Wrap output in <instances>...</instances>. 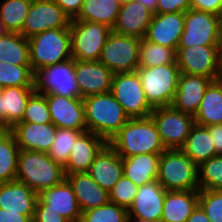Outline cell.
Returning <instances> with one entry per match:
<instances>
[{
	"label": "cell",
	"instance_id": "6da1fadb",
	"mask_svg": "<svg viewBox=\"0 0 222 222\" xmlns=\"http://www.w3.org/2000/svg\"><path fill=\"white\" fill-rule=\"evenodd\" d=\"M108 144L122 158L139 154H161L166 150L151 116L130 118Z\"/></svg>",
	"mask_w": 222,
	"mask_h": 222
},
{
	"label": "cell",
	"instance_id": "7a4b0ae2",
	"mask_svg": "<svg viewBox=\"0 0 222 222\" xmlns=\"http://www.w3.org/2000/svg\"><path fill=\"white\" fill-rule=\"evenodd\" d=\"M83 105L87 130L107 142L130 119L111 92L84 97Z\"/></svg>",
	"mask_w": 222,
	"mask_h": 222
},
{
	"label": "cell",
	"instance_id": "3957f363",
	"mask_svg": "<svg viewBox=\"0 0 222 222\" xmlns=\"http://www.w3.org/2000/svg\"><path fill=\"white\" fill-rule=\"evenodd\" d=\"M65 178L64 167L54 162L47 152L20 149L16 180L37 194L58 185Z\"/></svg>",
	"mask_w": 222,
	"mask_h": 222
},
{
	"label": "cell",
	"instance_id": "277c9868",
	"mask_svg": "<svg viewBox=\"0 0 222 222\" xmlns=\"http://www.w3.org/2000/svg\"><path fill=\"white\" fill-rule=\"evenodd\" d=\"M157 181L166 191L200 190L198 166L181 149H166L160 154Z\"/></svg>",
	"mask_w": 222,
	"mask_h": 222
},
{
	"label": "cell",
	"instance_id": "5b68a950",
	"mask_svg": "<svg viewBox=\"0 0 222 222\" xmlns=\"http://www.w3.org/2000/svg\"><path fill=\"white\" fill-rule=\"evenodd\" d=\"M31 69L35 73L42 67L72 58L69 27L49 29L28 39Z\"/></svg>",
	"mask_w": 222,
	"mask_h": 222
},
{
	"label": "cell",
	"instance_id": "8992f818",
	"mask_svg": "<svg viewBox=\"0 0 222 222\" xmlns=\"http://www.w3.org/2000/svg\"><path fill=\"white\" fill-rule=\"evenodd\" d=\"M142 87L148 103L153 107L171 106L180 75L177 63L156 67H138Z\"/></svg>",
	"mask_w": 222,
	"mask_h": 222
},
{
	"label": "cell",
	"instance_id": "52a82bcc",
	"mask_svg": "<svg viewBox=\"0 0 222 222\" xmlns=\"http://www.w3.org/2000/svg\"><path fill=\"white\" fill-rule=\"evenodd\" d=\"M221 45H197L177 48L176 63L180 73L205 76L213 81L222 78Z\"/></svg>",
	"mask_w": 222,
	"mask_h": 222
},
{
	"label": "cell",
	"instance_id": "ba28073f",
	"mask_svg": "<svg viewBox=\"0 0 222 222\" xmlns=\"http://www.w3.org/2000/svg\"><path fill=\"white\" fill-rule=\"evenodd\" d=\"M71 53L74 60L98 61L109 33L108 26L90 21L71 20Z\"/></svg>",
	"mask_w": 222,
	"mask_h": 222
},
{
	"label": "cell",
	"instance_id": "9c48e42d",
	"mask_svg": "<svg viewBox=\"0 0 222 222\" xmlns=\"http://www.w3.org/2000/svg\"><path fill=\"white\" fill-rule=\"evenodd\" d=\"M221 34V16L190 8L185 12L184 30L177 48L221 45Z\"/></svg>",
	"mask_w": 222,
	"mask_h": 222
},
{
	"label": "cell",
	"instance_id": "30bf717a",
	"mask_svg": "<svg viewBox=\"0 0 222 222\" xmlns=\"http://www.w3.org/2000/svg\"><path fill=\"white\" fill-rule=\"evenodd\" d=\"M35 91L48 95L57 94L70 98H81L75 75V60L40 68L34 73Z\"/></svg>",
	"mask_w": 222,
	"mask_h": 222
},
{
	"label": "cell",
	"instance_id": "8fae6325",
	"mask_svg": "<svg viewBox=\"0 0 222 222\" xmlns=\"http://www.w3.org/2000/svg\"><path fill=\"white\" fill-rule=\"evenodd\" d=\"M141 38L111 31L98 61L115 73L134 72L139 67Z\"/></svg>",
	"mask_w": 222,
	"mask_h": 222
},
{
	"label": "cell",
	"instance_id": "7c38bea8",
	"mask_svg": "<svg viewBox=\"0 0 222 222\" xmlns=\"http://www.w3.org/2000/svg\"><path fill=\"white\" fill-rule=\"evenodd\" d=\"M110 92L129 118L149 117L154 109L147 101L137 71L113 74Z\"/></svg>",
	"mask_w": 222,
	"mask_h": 222
},
{
	"label": "cell",
	"instance_id": "4fadbf2b",
	"mask_svg": "<svg viewBox=\"0 0 222 222\" xmlns=\"http://www.w3.org/2000/svg\"><path fill=\"white\" fill-rule=\"evenodd\" d=\"M166 149H182L195 124L194 116L172 106L156 107L151 115Z\"/></svg>",
	"mask_w": 222,
	"mask_h": 222
},
{
	"label": "cell",
	"instance_id": "5bb4252c",
	"mask_svg": "<svg viewBox=\"0 0 222 222\" xmlns=\"http://www.w3.org/2000/svg\"><path fill=\"white\" fill-rule=\"evenodd\" d=\"M70 22L55 0H37L30 6L20 34L29 39L49 29L70 27Z\"/></svg>",
	"mask_w": 222,
	"mask_h": 222
},
{
	"label": "cell",
	"instance_id": "9a60e30c",
	"mask_svg": "<svg viewBox=\"0 0 222 222\" xmlns=\"http://www.w3.org/2000/svg\"><path fill=\"white\" fill-rule=\"evenodd\" d=\"M35 210H54L69 222H80L82 215L73 188L66 178L38 194Z\"/></svg>",
	"mask_w": 222,
	"mask_h": 222
},
{
	"label": "cell",
	"instance_id": "2e32d148",
	"mask_svg": "<svg viewBox=\"0 0 222 222\" xmlns=\"http://www.w3.org/2000/svg\"><path fill=\"white\" fill-rule=\"evenodd\" d=\"M45 96L51 121L57 128L87 131L83 98H70L57 94Z\"/></svg>",
	"mask_w": 222,
	"mask_h": 222
},
{
	"label": "cell",
	"instance_id": "e0dca14e",
	"mask_svg": "<svg viewBox=\"0 0 222 222\" xmlns=\"http://www.w3.org/2000/svg\"><path fill=\"white\" fill-rule=\"evenodd\" d=\"M113 74L100 61L75 60L76 83L81 98L110 92Z\"/></svg>",
	"mask_w": 222,
	"mask_h": 222
},
{
	"label": "cell",
	"instance_id": "ac0fdd59",
	"mask_svg": "<svg viewBox=\"0 0 222 222\" xmlns=\"http://www.w3.org/2000/svg\"><path fill=\"white\" fill-rule=\"evenodd\" d=\"M166 190L154 180L138 187L133 204L128 209V216L150 222H161Z\"/></svg>",
	"mask_w": 222,
	"mask_h": 222
},
{
	"label": "cell",
	"instance_id": "d6986e66",
	"mask_svg": "<svg viewBox=\"0 0 222 222\" xmlns=\"http://www.w3.org/2000/svg\"><path fill=\"white\" fill-rule=\"evenodd\" d=\"M185 12L154 13L145 39L177 51L184 30Z\"/></svg>",
	"mask_w": 222,
	"mask_h": 222
},
{
	"label": "cell",
	"instance_id": "ffe728a7",
	"mask_svg": "<svg viewBox=\"0 0 222 222\" xmlns=\"http://www.w3.org/2000/svg\"><path fill=\"white\" fill-rule=\"evenodd\" d=\"M154 12L140 1L129 0L121 4L119 14L112 31L138 38H145Z\"/></svg>",
	"mask_w": 222,
	"mask_h": 222
},
{
	"label": "cell",
	"instance_id": "44dd1931",
	"mask_svg": "<svg viewBox=\"0 0 222 222\" xmlns=\"http://www.w3.org/2000/svg\"><path fill=\"white\" fill-rule=\"evenodd\" d=\"M213 82L201 75L180 73L177 91L171 106L179 111L195 115L206 89Z\"/></svg>",
	"mask_w": 222,
	"mask_h": 222
},
{
	"label": "cell",
	"instance_id": "7402d4cb",
	"mask_svg": "<svg viewBox=\"0 0 222 222\" xmlns=\"http://www.w3.org/2000/svg\"><path fill=\"white\" fill-rule=\"evenodd\" d=\"M20 149L48 152L54 142L57 127L51 122L38 124L18 122L9 129Z\"/></svg>",
	"mask_w": 222,
	"mask_h": 222
},
{
	"label": "cell",
	"instance_id": "603a6c76",
	"mask_svg": "<svg viewBox=\"0 0 222 222\" xmlns=\"http://www.w3.org/2000/svg\"><path fill=\"white\" fill-rule=\"evenodd\" d=\"M107 143L103 137L88 130L82 132L77 137L64 166L65 174L88 172L95 156Z\"/></svg>",
	"mask_w": 222,
	"mask_h": 222
},
{
	"label": "cell",
	"instance_id": "cb8c5ba5",
	"mask_svg": "<svg viewBox=\"0 0 222 222\" xmlns=\"http://www.w3.org/2000/svg\"><path fill=\"white\" fill-rule=\"evenodd\" d=\"M87 173L100 187L110 192L123 176L122 157L107 143L95 156Z\"/></svg>",
	"mask_w": 222,
	"mask_h": 222
},
{
	"label": "cell",
	"instance_id": "d4e9b609",
	"mask_svg": "<svg viewBox=\"0 0 222 222\" xmlns=\"http://www.w3.org/2000/svg\"><path fill=\"white\" fill-rule=\"evenodd\" d=\"M38 194L25 183L13 180L0 184V208L34 216Z\"/></svg>",
	"mask_w": 222,
	"mask_h": 222
},
{
	"label": "cell",
	"instance_id": "484cf974",
	"mask_svg": "<svg viewBox=\"0 0 222 222\" xmlns=\"http://www.w3.org/2000/svg\"><path fill=\"white\" fill-rule=\"evenodd\" d=\"M35 92L34 86L5 87L0 94V124L11 129L21 122L29 97Z\"/></svg>",
	"mask_w": 222,
	"mask_h": 222
},
{
	"label": "cell",
	"instance_id": "4316f807",
	"mask_svg": "<svg viewBox=\"0 0 222 222\" xmlns=\"http://www.w3.org/2000/svg\"><path fill=\"white\" fill-rule=\"evenodd\" d=\"M82 212L110 202L109 192L100 187L87 172L65 174Z\"/></svg>",
	"mask_w": 222,
	"mask_h": 222
},
{
	"label": "cell",
	"instance_id": "83f0119b",
	"mask_svg": "<svg viewBox=\"0 0 222 222\" xmlns=\"http://www.w3.org/2000/svg\"><path fill=\"white\" fill-rule=\"evenodd\" d=\"M199 205V190L166 191L161 222H186Z\"/></svg>",
	"mask_w": 222,
	"mask_h": 222
},
{
	"label": "cell",
	"instance_id": "f1b7e54d",
	"mask_svg": "<svg viewBox=\"0 0 222 222\" xmlns=\"http://www.w3.org/2000/svg\"><path fill=\"white\" fill-rule=\"evenodd\" d=\"M160 154H139L122 158L123 175L138 187L157 180Z\"/></svg>",
	"mask_w": 222,
	"mask_h": 222
},
{
	"label": "cell",
	"instance_id": "f546056e",
	"mask_svg": "<svg viewBox=\"0 0 222 222\" xmlns=\"http://www.w3.org/2000/svg\"><path fill=\"white\" fill-rule=\"evenodd\" d=\"M194 120L202 126L222 124V78L206 89Z\"/></svg>",
	"mask_w": 222,
	"mask_h": 222
},
{
	"label": "cell",
	"instance_id": "4dcf8cb0",
	"mask_svg": "<svg viewBox=\"0 0 222 222\" xmlns=\"http://www.w3.org/2000/svg\"><path fill=\"white\" fill-rule=\"evenodd\" d=\"M122 2L120 0H84L75 20L97 22L113 28Z\"/></svg>",
	"mask_w": 222,
	"mask_h": 222
},
{
	"label": "cell",
	"instance_id": "1f68e13d",
	"mask_svg": "<svg viewBox=\"0 0 222 222\" xmlns=\"http://www.w3.org/2000/svg\"><path fill=\"white\" fill-rule=\"evenodd\" d=\"M186 155L191 156L199 166L202 162L218 155L214 150L212 138L207 126L194 124L181 149Z\"/></svg>",
	"mask_w": 222,
	"mask_h": 222
},
{
	"label": "cell",
	"instance_id": "d6a6232c",
	"mask_svg": "<svg viewBox=\"0 0 222 222\" xmlns=\"http://www.w3.org/2000/svg\"><path fill=\"white\" fill-rule=\"evenodd\" d=\"M0 61L13 65H31L28 38L15 32L1 36Z\"/></svg>",
	"mask_w": 222,
	"mask_h": 222
},
{
	"label": "cell",
	"instance_id": "836d02e7",
	"mask_svg": "<svg viewBox=\"0 0 222 222\" xmlns=\"http://www.w3.org/2000/svg\"><path fill=\"white\" fill-rule=\"evenodd\" d=\"M20 148L13 133L5 129L0 133V184L16 180Z\"/></svg>",
	"mask_w": 222,
	"mask_h": 222
},
{
	"label": "cell",
	"instance_id": "e575fe53",
	"mask_svg": "<svg viewBox=\"0 0 222 222\" xmlns=\"http://www.w3.org/2000/svg\"><path fill=\"white\" fill-rule=\"evenodd\" d=\"M139 67H156L176 63V51L142 38L139 43Z\"/></svg>",
	"mask_w": 222,
	"mask_h": 222
},
{
	"label": "cell",
	"instance_id": "d590c367",
	"mask_svg": "<svg viewBox=\"0 0 222 222\" xmlns=\"http://www.w3.org/2000/svg\"><path fill=\"white\" fill-rule=\"evenodd\" d=\"M30 0H2L0 15L8 32L21 33L29 12Z\"/></svg>",
	"mask_w": 222,
	"mask_h": 222
},
{
	"label": "cell",
	"instance_id": "8d00e7d4",
	"mask_svg": "<svg viewBox=\"0 0 222 222\" xmlns=\"http://www.w3.org/2000/svg\"><path fill=\"white\" fill-rule=\"evenodd\" d=\"M0 86H34V72L31 65H13L0 61Z\"/></svg>",
	"mask_w": 222,
	"mask_h": 222
},
{
	"label": "cell",
	"instance_id": "74e56055",
	"mask_svg": "<svg viewBox=\"0 0 222 222\" xmlns=\"http://www.w3.org/2000/svg\"><path fill=\"white\" fill-rule=\"evenodd\" d=\"M200 190H222V155L218 154L198 166Z\"/></svg>",
	"mask_w": 222,
	"mask_h": 222
},
{
	"label": "cell",
	"instance_id": "f35d334b",
	"mask_svg": "<svg viewBox=\"0 0 222 222\" xmlns=\"http://www.w3.org/2000/svg\"><path fill=\"white\" fill-rule=\"evenodd\" d=\"M84 131H76L73 129L57 128L54 142L50 150L47 152L49 157L62 165H66L71 149L77 137Z\"/></svg>",
	"mask_w": 222,
	"mask_h": 222
},
{
	"label": "cell",
	"instance_id": "ab89813d",
	"mask_svg": "<svg viewBox=\"0 0 222 222\" xmlns=\"http://www.w3.org/2000/svg\"><path fill=\"white\" fill-rule=\"evenodd\" d=\"M128 209L109 202L82 212L80 222H127Z\"/></svg>",
	"mask_w": 222,
	"mask_h": 222
},
{
	"label": "cell",
	"instance_id": "60d3db41",
	"mask_svg": "<svg viewBox=\"0 0 222 222\" xmlns=\"http://www.w3.org/2000/svg\"><path fill=\"white\" fill-rule=\"evenodd\" d=\"M21 122L51 123L47 99L44 94L34 92L28 99Z\"/></svg>",
	"mask_w": 222,
	"mask_h": 222
},
{
	"label": "cell",
	"instance_id": "b9f144b4",
	"mask_svg": "<svg viewBox=\"0 0 222 222\" xmlns=\"http://www.w3.org/2000/svg\"><path fill=\"white\" fill-rule=\"evenodd\" d=\"M199 206L211 222H222V190H199Z\"/></svg>",
	"mask_w": 222,
	"mask_h": 222
},
{
	"label": "cell",
	"instance_id": "7bdbcfd3",
	"mask_svg": "<svg viewBox=\"0 0 222 222\" xmlns=\"http://www.w3.org/2000/svg\"><path fill=\"white\" fill-rule=\"evenodd\" d=\"M137 191L138 186L123 175L109 192L110 202L129 209L133 204Z\"/></svg>",
	"mask_w": 222,
	"mask_h": 222
},
{
	"label": "cell",
	"instance_id": "ee69618b",
	"mask_svg": "<svg viewBox=\"0 0 222 222\" xmlns=\"http://www.w3.org/2000/svg\"><path fill=\"white\" fill-rule=\"evenodd\" d=\"M190 9V0H157L156 13L186 12Z\"/></svg>",
	"mask_w": 222,
	"mask_h": 222
},
{
	"label": "cell",
	"instance_id": "f6af8a7d",
	"mask_svg": "<svg viewBox=\"0 0 222 222\" xmlns=\"http://www.w3.org/2000/svg\"><path fill=\"white\" fill-rule=\"evenodd\" d=\"M190 8L221 16L222 0H190Z\"/></svg>",
	"mask_w": 222,
	"mask_h": 222
},
{
	"label": "cell",
	"instance_id": "bcb514c9",
	"mask_svg": "<svg viewBox=\"0 0 222 222\" xmlns=\"http://www.w3.org/2000/svg\"><path fill=\"white\" fill-rule=\"evenodd\" d=\"M70 20L76 19L81 12L84 0H55Z\"/></svg>",
	"mask_w": 222,
	"mask_h": 222
},
{
	"label": "cell",
	"instance_id": "7dc6e473",
	"mask_svg": "<svg viewBox=\"0 0 222 222\" xmlns=\"http://www.w3.org/2000/svg\"><path fill=\"white\" fill-rule=\"evenodd\" d=\"M34 217L41 222H69L54 210H35Z\"/></svg>",
	"mask_w": 222,
	"mask_h": 222
},
{
	"label": "cell",
	"instance_id": "c3c4849f",
	"mask_svg": "<svg viewBox=\"0 0 222 222\" xmlns=\"http://www.w3.org/2000/svg\"><path fill=\"white\" fill-rule=\"evenodd\" d=\"M212 142L214 145V150L217 154L222 155V124L207 126Z\"/></svg>",
	"mask_w": 222,
	"mask_h": 222
},
{
	"label": "cell",
	"instance_id": "681fc988",
	"mask_svg": "<svg viewBox=\"0 0 222 222\" xmlns=\"http://www.w3.org/2000/svg\"><path fill=\"white\" fill-rule=\"evenodd\" d=\"M30 217L0 208V222H28Z\"/></svg>",
	"mask_w": 222,
	"mask_h": 222
},
{
	"label": "cell",
	"instance_id": "f907efd6",
	"mask_svg": "<svg viewBox=\"0 0 222 222\" xmlns=\"http://www.w3.org/2000/svg\"><path fill=\"white\" fill-rule=\"evenodd\" d=\"M186 222H211L201 207L198 205Z\"/></svg>",
	"mask_w": 222,
	"mask_h": 222
},
{
	"label": "cell",
	"instance_id": "816d5d0a",
	"mask_svg": "<svg viewBox=\"0 0 222 222\" xmlns=\"http://www.w3.org/2000/svg\"><path fill=\"white\" fill-rule=\"evenodd\" d=\"M137 1H140L144 6H146L148 9L156 13L157 0H137Z\"/></svg>",
	"mask_w": 222,
	"mask_h": 222
},
{
	"label": "cell",
	"instance_id": "f5cc1de1",
	"mask_svg": "<svg viewBox=\"0 0 222 222\" xmlns=\"http://www.w3.org/2000/svg\"><path fill=\"white\" fill-rule=\"evenodd\" d=\"M7 33H8V30L6 29L5 24L3 23V20L0 15V37L4 36Z\"/></svg>",
	"mask_w": 222,
	"mask_h": 222
},
{
	"label": "cell",
	"instance_id": "db71d44e",
	"mask_svg": "<svg viewBox=\"0 0 222 222\" xmlns=\"http://www.w3.org/2000/svg\"><path fill=\"white\" fill-rule=\"evenodd\" d=\"M127 222H150V221H145V220L138 219L136 217L128 216Z\"/></svg>",
	"mask_w": 222,
	"mask_h": 222
},
{
	"label": "cell",
	"instance_id": "11a10c76",
	"mask_svg": "<svg viewBox=\"0 0 222 222\" xmlns=\"http://www.w3.org/2000/svg\"><path fill=\"white\" fill-rule=\"evenodd\" d=\"M28 222H41L39 221L37 218H35L34 216L30 217Z\"/></svg>",
	"mask_w": 222,
	"mask_h": 222
},
{
	"label": "cell",
	"instance_id": "9f6ffc18",
	"mask_svg": "<svg viewBox=\"0 0 222 222\" xmlns=\"http://www.w3.org/2000/svg\"><path fill=\"white\" fill-rule=\"evenodd\" d=\"M221 56H222V34H221Z\"/></svg>",
	"mask_w": 222,
	"mask_h": 222
},
{
	"label": "cell",
	"instance_id": "6f0895ef",
	"mask_svg": "<svg viewBox=\"0 0 222 222\" xmlns=\"http://www.w3.org/2000/svg\"><path fill=\"white\" fill-rule=\"evenodd\" d=\"M5 129L1 126V124H0V133L2 132V131H4Z\"/></svg>",
	"mask_w": 222,
	"mask_h": 222
},
{
	"label": "cell",
	"instance_id": "680465c9",
	"mask_svg": "<svg viewBox=\"0 0 222 222\" xmlns=\"http://www.w3.org/2000/svg\"><path fill=\"white\" fill-rule=\"evenodd\" d=\"M2 90H3V87H2V86H0V94L2 93Z\"/></svg>",
	"mask_w": 222,
	"mask_h": 222
}]
</instances>
